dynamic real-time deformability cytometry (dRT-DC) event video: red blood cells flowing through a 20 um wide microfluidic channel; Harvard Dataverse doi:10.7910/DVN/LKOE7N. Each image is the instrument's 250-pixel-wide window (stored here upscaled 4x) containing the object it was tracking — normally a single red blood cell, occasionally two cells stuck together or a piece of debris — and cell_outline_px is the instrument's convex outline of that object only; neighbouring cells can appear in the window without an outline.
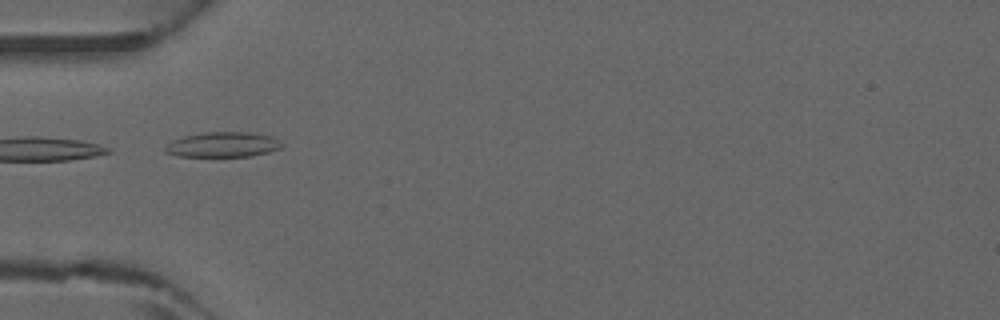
{"species": "common noctule bat (a hibernating species)", "species_latin": "Nyctalus noctula", "temperature_condition": "warm", "stored_images_in_passage": 4, "camera_frame_rate_fps": 3000, "um_per_image_px": 0.085, "animal": {"sex": "male", "forearm_length_mm": 52.5}, "frame": {"image": 1, "passage_image": 4, "time_ms": 1.0, "image_size_px": [1000, 320], "cell_outline_px": [[284, 144], [280, 148], [268, 152], [248, 156], [180, 156], [164, 152], [164, 148], [172, 140], [184, 136], [204, 132], [248, 132], [272, 136]], "centroid_in_image_um": [18.94, 12.28], "position_along_channel_um": 66.1, "area_um2": 16.94}}